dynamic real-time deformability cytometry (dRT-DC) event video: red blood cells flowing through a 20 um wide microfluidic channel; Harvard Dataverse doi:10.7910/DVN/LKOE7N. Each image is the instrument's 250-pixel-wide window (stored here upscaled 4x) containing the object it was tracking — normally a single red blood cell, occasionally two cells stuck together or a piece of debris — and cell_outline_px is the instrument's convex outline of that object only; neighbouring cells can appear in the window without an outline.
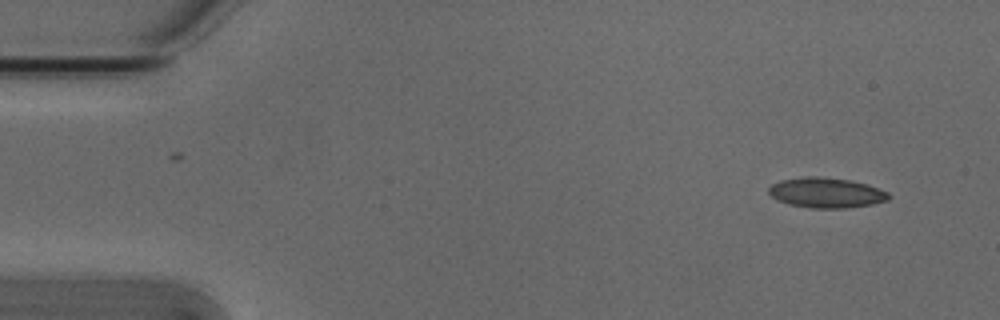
{"species": "Egyptian fruit bat (a non-hibernating species)", "species_latin": "Rousettus aegyptiacus", "temperature_condition": "cold", "stored_images_in_passage": 4, "camera_frame_rate_fps": 3000, "um_per_image_px": 0.085, "animal": {"sex": "male"}, "frame": {"image": 1, "passage_image": 1, "time_ms": 0.0, "image_size_px": [1000, 320], "cell_outline_px": [[892, 196], [888, 200], [872, 204], [844, 208], [812, 208], [788, 204], [776, 200], [768, 192], [768, 188], [772, 184], [780, 180], [808, 176], [816, 176], [852, 180], [868, 184], [888, 192]], "centroid_in_image_um": [70.24, 16.38], "position_along_channel_um": 14.8, "area_um2": 21.21}}
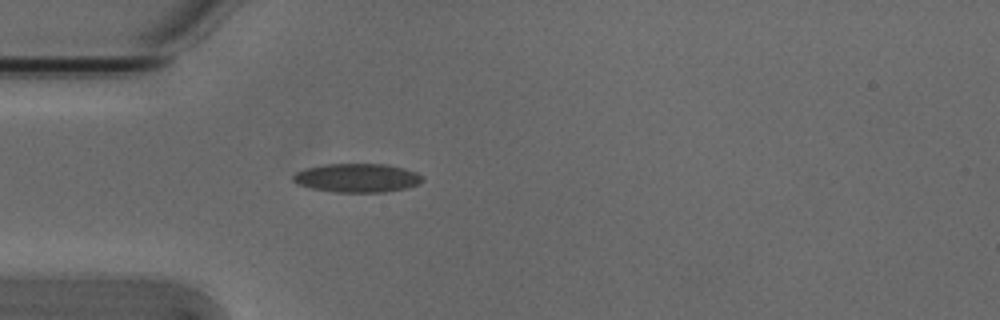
{"frame": {"image": 2, "passage_image": 4, "time_ms": 1.0, "image_size_px": [1000, 320], "cell_outline_px": [[424, 180], [420, 184], [404, 188], [384, 192], [332, 192], [312, 188], [296, 184], [292, 180], [292, 176], [296, 172], [308, 168], [324, 164], [384, 164], [404, 168], [416, 172], [424, 176]], "centroid_in_image_um": [30.37, 15.12], "position_along_channel_um": 54.6, "area_um2": 21.73}}